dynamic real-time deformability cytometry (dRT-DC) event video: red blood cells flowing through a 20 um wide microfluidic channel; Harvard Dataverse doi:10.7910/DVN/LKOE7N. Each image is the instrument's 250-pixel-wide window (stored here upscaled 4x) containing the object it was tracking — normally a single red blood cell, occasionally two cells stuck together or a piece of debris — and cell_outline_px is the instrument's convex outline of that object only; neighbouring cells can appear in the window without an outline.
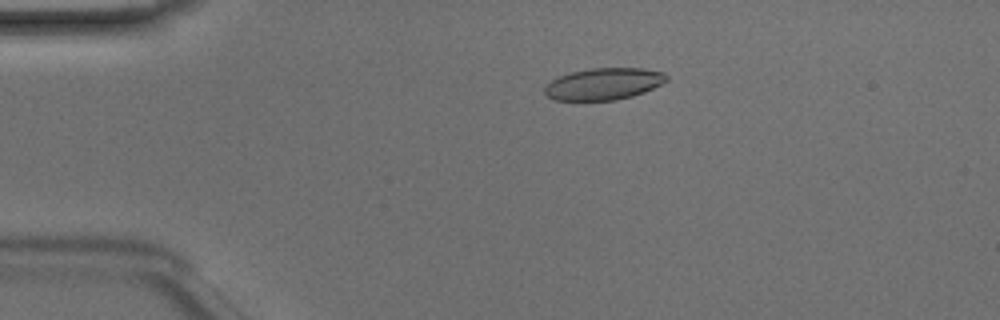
{"species": "Egyptian fruit bat (a non-hibernating species)", "species_latin": "Rousettus aegyptiacus", "temperature_condition": "room temperature", "stored_images_in_passage": 48, "camera_frame_rate_fps": 3000, "um_per_image_px": 0.085, "animal": {"sex": "male"}, "frame": {"image": 1, "passage_image": 10, "time_ms": 3.0, "image_size_px": [1000, 320], "cell_outline_px": [[668, 80], [644, 92], [632, 96], [616, 100], [556, 100], [548, 96], [544, 92], [544, 84], [560, 76], [572, 72], [588, 68], [644, 68], [664, 72], [668, 76]], "centroid_in_image_um": [51.32, 7.12], "position_along_channel_um": 33.7, "area_um2": 22.6}}
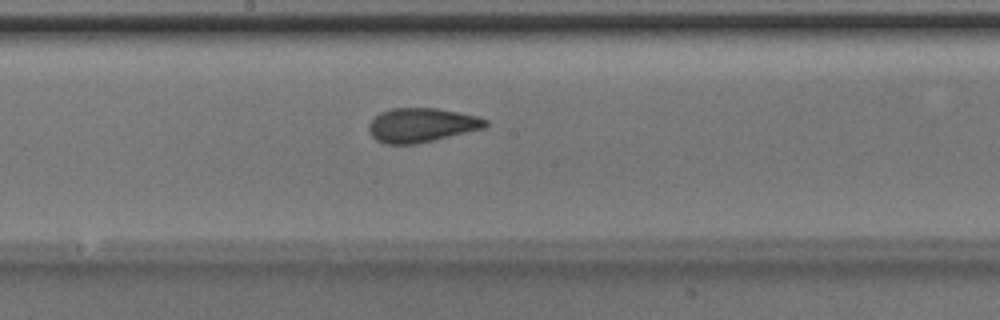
{"frame": {"image": 2, "passage_image": 26, "time_ms": 8.333, "image_size_px": [1000, 320], "cell_outline_px": [[488, 124], [484, 128], [416, 144], [388, 144], [376, 140], [368, 132], [368, 124], [380, 112], [392, 108], [436, 108], [480, 116], [488, 120]], "centroid_in_image_um": [35.83, 10.63], "position_along_channel_um": 212.4, "area_um2": 23.24}}
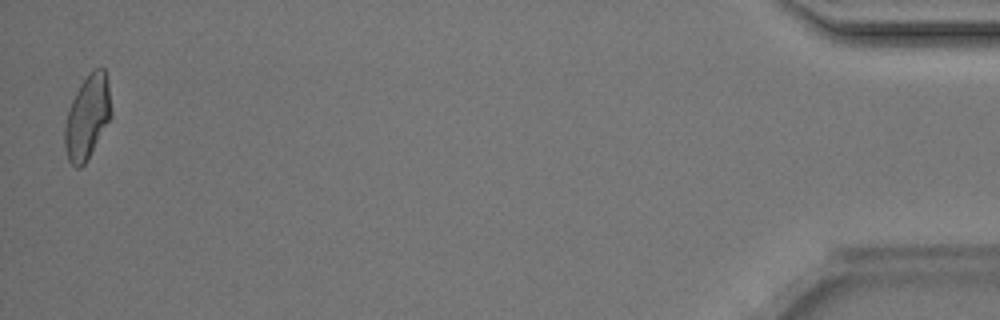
{"frame": {"image": 3, "passage_image": 48, "time_ms": 15.667, "image_size_px": [1000, 320], "cell_outline_px": [[112, 116], [88, 160], [80, 168], [76, 168], [68, 160], [64, 148], [64, 128], [68, 112], [72, 100], [80, 84], [96, 68], [104, 68], [108, 84], [112, 112]], "centroid_in_image_um": [7.42, 10.01], "position_along_channel_um": 427.8, "area_um2": 22.6}, "authors_computed_cell_mechanics": {"area_um2": 22.9755, "velocity_mm_per_s": 4.1721, "shape_relaxation_time_tau1_ms": 4.2785, "shape_relaxation_time_tau2_ms": 0.8967, "deformation_change_tau1": 0.1565, "deformation_change_tau2": 0.0749}}